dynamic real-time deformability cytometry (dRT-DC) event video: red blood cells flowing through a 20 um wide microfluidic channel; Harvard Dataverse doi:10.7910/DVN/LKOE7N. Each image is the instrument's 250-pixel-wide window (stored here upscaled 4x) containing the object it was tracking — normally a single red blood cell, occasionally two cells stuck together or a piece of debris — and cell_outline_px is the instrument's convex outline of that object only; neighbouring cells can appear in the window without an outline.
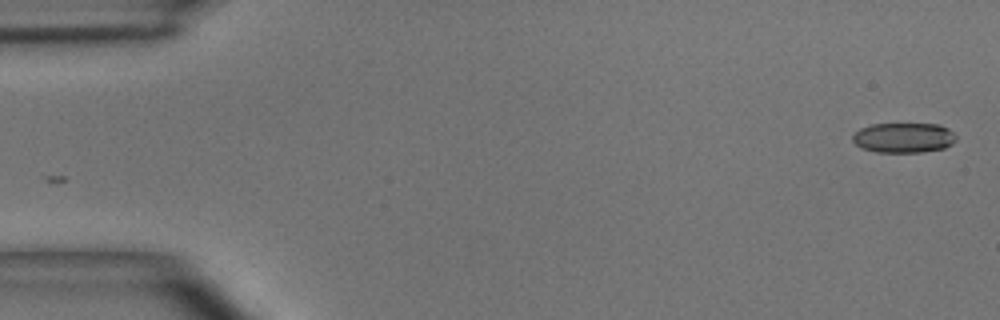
{"species": "common noctule bat (a hibernating species)", "species_latin": "Nyctalus noctula", "temperature_condition": "room temperature", "stored_images_in_passage": 49, "camera_frame_rate_fps": 3000, "um_per_image_px": 0.085, "animal": {"sex": "male", "body_mass_g": 15.6}, "frame": {"image": 1, "passage_image": 1, "time_ms": 0.0, "image_size_px": [1000, 320], "cell_outline_px": [[956, 140], [952, 144], [944, 148], [920, 152], [876, 152], [864, 148], [856, 144], [852, 140], [852, 136], [860, 128], [872, 124], [940, 124], [948, 128], [956, 136]], "centroid_in_image_um": [76.83, 11.7], "position_along_channel_um": 8.2, "area_um2": 18.03}}
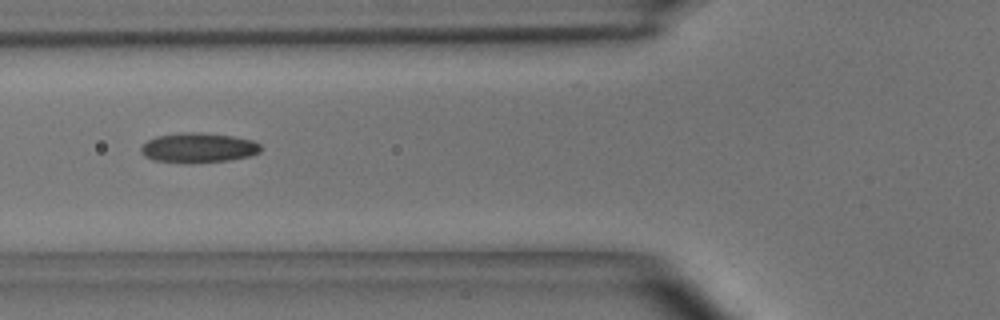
{"frame": {"image": 2, "passage_image": 18, "time_ms": 5.667, "image_size_px": [1000, 320], "cell_outline_px": [[260, 152], [248, 156], [228, 160], [192, 164], [184, 164], [152, 160], [144, 156], [140, 152], [140, 148], [148, 140], [156, 136], [180, 132], [200, 132], [232, 136], [252, 140], [260, 144]], "centroid_in_image_um": [16.8, 12.57], "position_along_channel_um": 109.0, "area_um2": 21.1}}
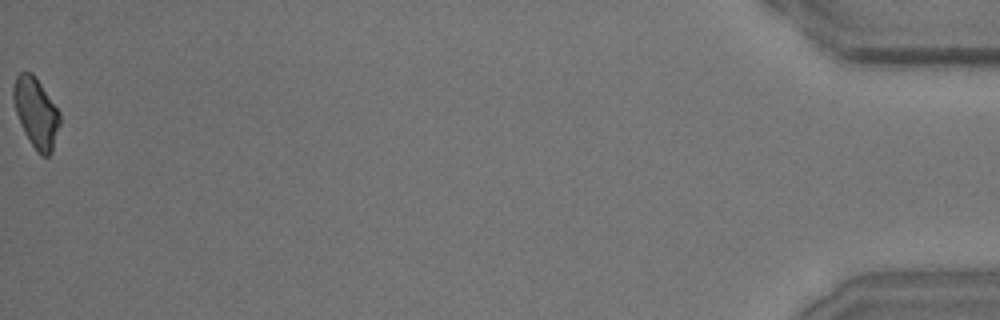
{"frame": {"image": 3, "passage_image": 49, "time_ms": 16.0, "image_size_px": [1000, 320], "cell_outline_px": [[60, 124], [52, 152], [48, 156], [40, 156], [36, 152], [28, 140], [24, 132], [16, 112], [12, 100], [12, 88], [16, 76], [20, 72], [32, 72], [36, 76], [60, 112]], "centroid_in_image_um": [3.06, 9.58], "position_along_channel_um": 432.1, "area_um2": 19.19}, "authors_computed_cell_mechanics": {"area_um2": 19.4786, "velocity_mm_per_s": 4.0672, "shape_relaxation_time_tau1_ms": 7.7936, "shape_relaxation_time_tau2_ms": 2.7472, "deformation_change_tau1": 0.1593, "deformation_change_tau2": 0.0875}}